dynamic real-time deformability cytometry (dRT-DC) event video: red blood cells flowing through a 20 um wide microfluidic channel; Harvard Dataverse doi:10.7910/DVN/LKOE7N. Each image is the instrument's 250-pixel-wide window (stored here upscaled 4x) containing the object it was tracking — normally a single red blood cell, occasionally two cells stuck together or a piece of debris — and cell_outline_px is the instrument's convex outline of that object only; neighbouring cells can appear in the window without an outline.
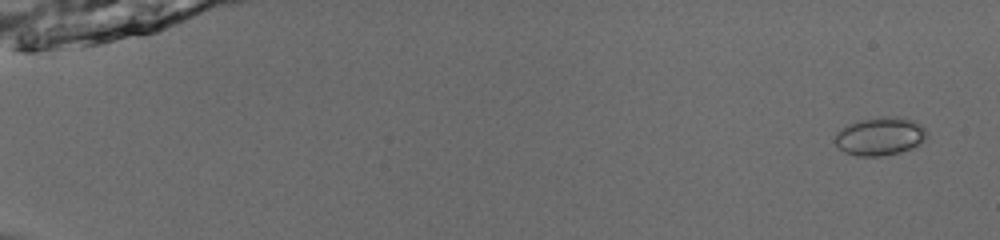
{"species": "common noctule bat (a hibernating species)", "species_latin": "Nyctalus noctula", "temperature_condition": "room temperature", "stored_images_in_passage": 53, "camera_frame_rate_fps": 3000, "um_per_image_px": 0.085, "animal": {"sex": "male", "body_mass_g": 13.0, "forearm_length_mm": 53.1}, "frame": {"image": 1, "passage_image": 3, "time_ms": 0.667, "image_size_px": [1000, 240], "cell_outline_px": [[928, 132], [924, 140], [912, 148], [900, 152], [880, 156], [856, 156], [844, 152], [836, 144], [836, 132], [840, 128], [856, 120], [888, 116], [900, 116], [912, 120], [920, 124]], "centroid_in_image_um": [74.79, 11.57], "position_along_channel_um": 10.2, "area_um2": 20.52}}
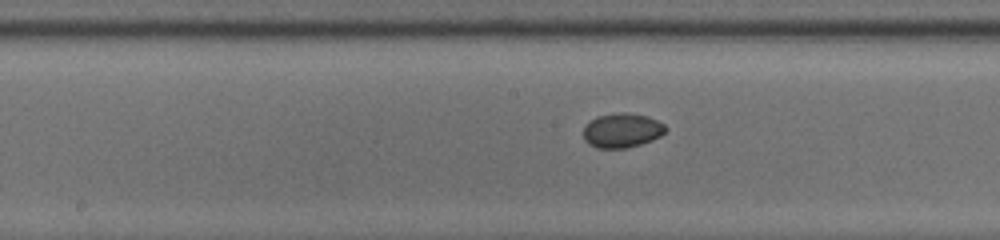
{"frame": {"image": 2, "passage_image": 30, "time_ms": 9.667, "image_size_px": [1000, 240], "cell_outline_px": [[668, 128], [660, 136], [652, 140], [640, 144], [624, 148], [596, 148], [588, 144], [584, 140], [584, 128], [596, 116], [620, 112], [624, 112], [648, 116], [664, 124]], "centroid_in_image_um": [52.87, 11.08], "position_along_channel_um": 195.3, "area_um2": 16.42}}
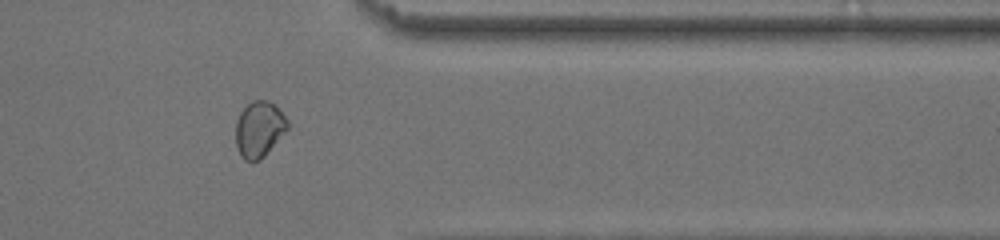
{"frame": {"image": 3, "passage_image": 45, "time_ms": 14.667, "image_size_px": [1000, 240], "cell_outline_px": [[288, 128], [264, 156], [260, 160], [244, 160], [240, 156], [236, 148], [236, 120], [240, 112], [252, 100], [268, 100], [276, 104], [288, 120]], "centroid_in_image_um": [22.02, 10.96], "position_along_channel_um": 389.4, "area_um2": 16.94}}